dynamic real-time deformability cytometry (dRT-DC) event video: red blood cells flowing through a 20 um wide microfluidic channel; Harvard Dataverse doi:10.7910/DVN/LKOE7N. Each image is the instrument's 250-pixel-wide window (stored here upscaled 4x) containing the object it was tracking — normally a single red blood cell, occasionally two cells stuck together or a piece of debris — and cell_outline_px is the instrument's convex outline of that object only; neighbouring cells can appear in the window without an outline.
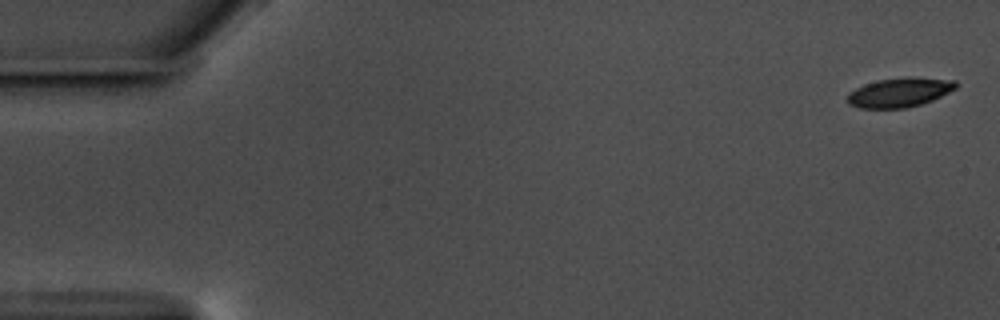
{"species": "common noctule bat (a hibernating species)", "species_latin": "Nyctalus noctula", "temperature_condition": "warm", "stored_images_in_passage": 9, "camera_frame_rate_fps": 3000, "um_per_image_px": 0.085, "animal": {"sex": "male", "body_mass_g": 17.5, "forearm_length_mm": 52.3}, "frame": {"image": 1, "passage_image": 1, "time_ms": 0.0, "image_size_px": [1000, 320], "cell_outline_px": [[960, 84], [956, 88], [932, 100], [920, 104], [904, 108], [860, 108], [848, 104], [848, 92], [864, 84], [880, 80], [908, 76], [956, 80]], "centroid_in_image_um": [76.48, 7.84], "position_along_channel_um": 8.5, "area_um2": 18.55}}